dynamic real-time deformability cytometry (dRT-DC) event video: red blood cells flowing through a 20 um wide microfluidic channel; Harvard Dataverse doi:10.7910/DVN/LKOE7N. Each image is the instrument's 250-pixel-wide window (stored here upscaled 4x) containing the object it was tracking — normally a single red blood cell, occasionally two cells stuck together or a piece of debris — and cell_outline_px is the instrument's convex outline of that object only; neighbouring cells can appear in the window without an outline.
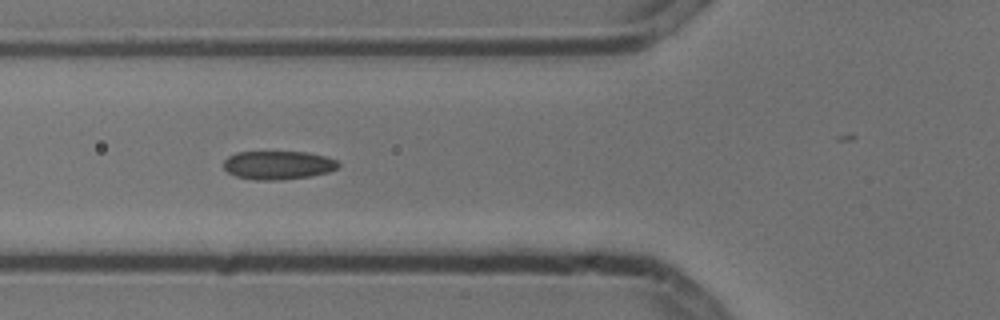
{"species": "common noctule bat (a hibernating species)", "species_latin": "Nyctalus noctula", "temperature_condition": "cold", "stored_images_in_passage": 14, "camera_frame_rate_fps": 3000, "um_per_image_px": 0.085, "animal": {"sex": "male", "body_mass_g": 13.3}, "frame": {"image": 1, "passage_image": 5, "time_ms": 1.333, "image_size_px": [1000, 320], "cell_outline_px": [[340, 164], [336, 168], [328, 172], [312, 176], [276, 180], [256, 180], [236, 176], [228, 172], [224, 168], [224, 160], [228, 156], [236, 152], [308, 152], [324, 156], [336, 160]], "centroid_in_image_um": [23.62, 14.03], "position_along_channel_um": 102.2, "area_um2": 19.02}}
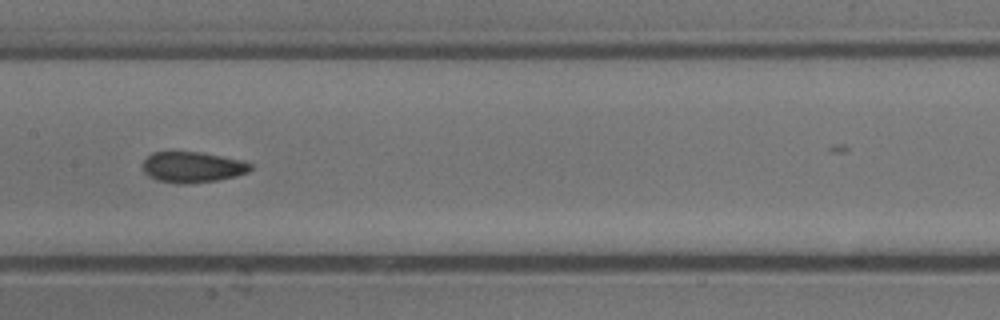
{"frame": {"image": 2, "passage_image": 7, "time_ms": 2.0, "image_size_px": [1000, 320], "cell_outline_px": [[252, 168], [248, 172], [236, 176], [216, 180], [184, 184], [176, 184], [156, 180], [148, 176], [144, 172], [144, 160], [152, 152], [200, 152], [240, 160], [252, 164]], "centroid_in_image_um": [16.34, 14.21], "position_along_channel_um": 191.1, "area_um2": 19.19}}
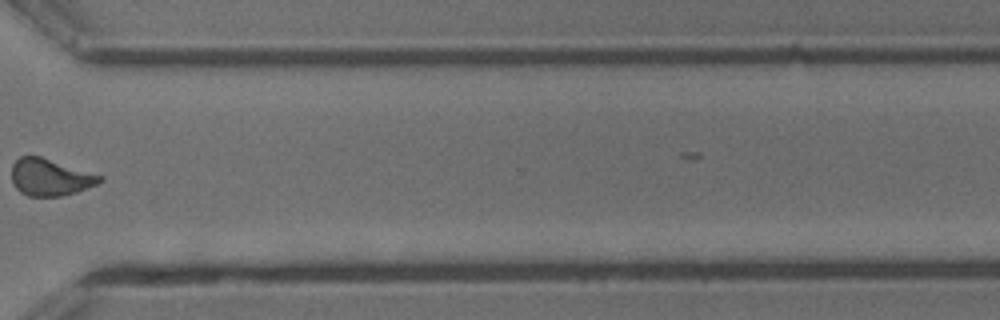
{"frame": {"image": 3, "passage_image": 11, "time_ms": 3.333, "image_size_px": [1000, 320], "cell_outline_px": [[104, 180], [96, 184], [76, 192], [60, 196], [28, 196], [20, 192], [12, 184], [12, 164], [20, 156], [40, 156], [104, 176]], "centroid_in_image_um": [4.25, 15.06], "position_along_channel_um": 366.3, "area_um2": 18.96}}